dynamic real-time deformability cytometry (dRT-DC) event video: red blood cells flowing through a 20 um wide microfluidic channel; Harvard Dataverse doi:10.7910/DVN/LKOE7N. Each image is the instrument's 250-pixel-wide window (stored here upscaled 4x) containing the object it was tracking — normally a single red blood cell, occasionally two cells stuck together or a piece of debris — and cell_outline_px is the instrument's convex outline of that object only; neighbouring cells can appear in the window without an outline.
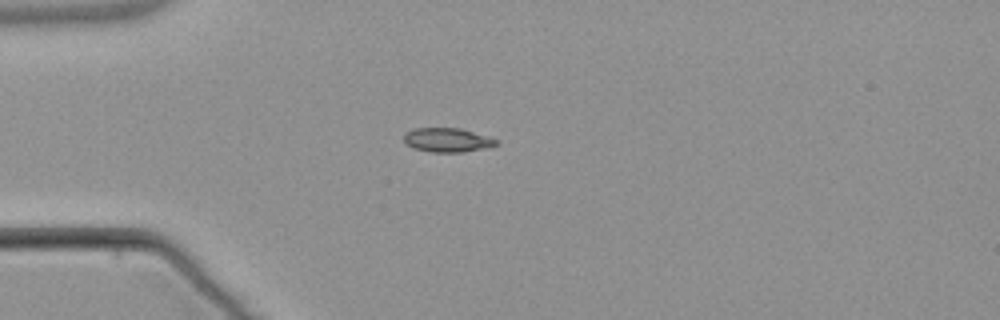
{"species": "common noctule bat (a hibernating species)", "species_latin": "Nyctalus noctula", "temperature_condition": "warm", "stored_images_in_passage": 2, "camera_frame_rate_fps": 3000, "um_per_image_px": 0.085, "animal": {"sex": "male", "body_mass_g": 21.5, "forearm_length_mm": 52.0}, "frame": {"image": 1, "passage_image": 1, "time_ms": 0.0, "image_size_px": [1000, 320], "cell_outline_px": [[500, 144], [488, 148], [464, 152], [432, 152], [412, 148], [404, 140], [404, 136], [408, 132], [416, 128], [460, 128], [488, 136], [500, 140]], "centroid_in_image_um": [38.11, 11.91], "position_along_channel_um": 46.9, "area_um2": 13.06}}
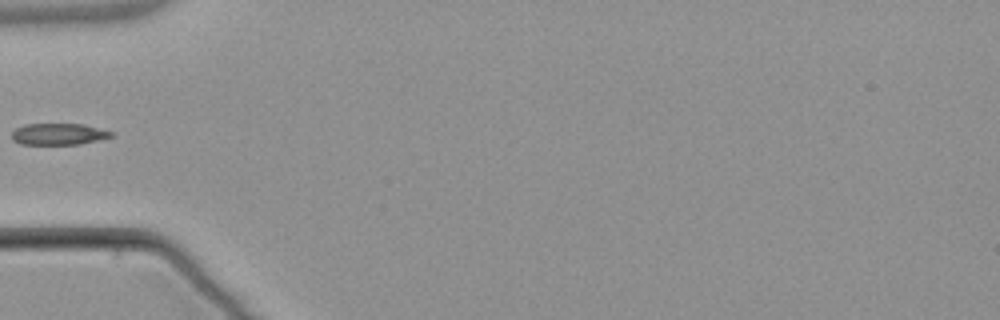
{"frame": {"image": 2, "passage_image": 2, "time_ms": 1.333, "image_size_px": [1000, 320], "cell_outline_px": [[116, 132], [112, 136], [80, 144], [20, 144], [12, 140], [12, 132], [16, 128], [24, 124], [84, 124]], "centroid_in_image_um": [4.98, 11.39], "position_along_channel_um": 80.0, "area_um2": 12.48}}